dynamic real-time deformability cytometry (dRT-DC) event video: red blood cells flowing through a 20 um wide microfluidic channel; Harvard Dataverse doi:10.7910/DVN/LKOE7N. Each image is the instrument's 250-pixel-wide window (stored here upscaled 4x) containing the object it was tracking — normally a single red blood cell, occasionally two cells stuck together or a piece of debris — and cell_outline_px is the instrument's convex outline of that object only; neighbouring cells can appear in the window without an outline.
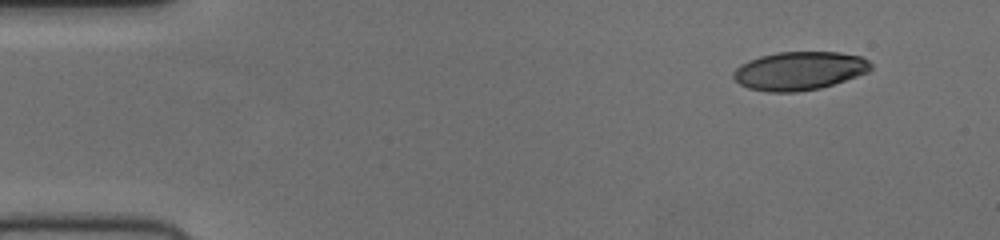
{"species": "human", "species_latin": "Homo sapiens", "temperature_condition": "cold", "stored_images_in_passage": 49, "camera_frame_rate_fps": 3000, "um_per_image_px": 0.085, "donor": {"sex": "female"}, "frame": {"image": 1, "passage_image": 1, "time_ms": 0.0, "image_size_px": [1000, 240], "cell_outline_px": [[872, 68], [868, 72], [820, 88], [796, 92], [768, 92], [748, 88], [740, 84], [732, 76], [732, 72], [740, 64], [748, 60], [760, 56], [776, 52], [840, 52], [860, 56], [868, 60], [872, 64]], "centroid_in_image_um": [67.92, 6.01], "position_along_channel_um": 17.1, "area_um2": 30.81}}
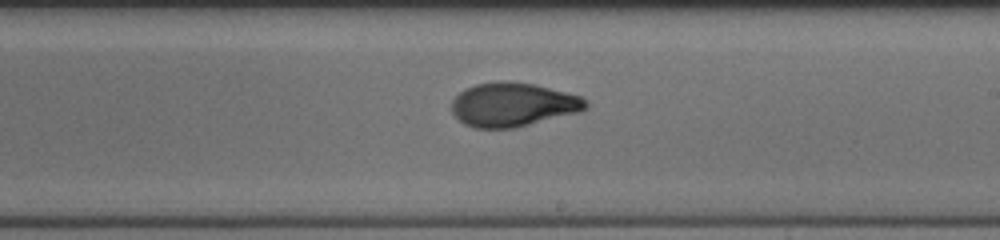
{"frame": {"image": 2, "passage_image": 27, "time_ms": 8.667, "image_size_px": [1000, 240], "cell_outline_px": [[588, 108], [580, 112], [516, 128], [472, 128], [464, 124], [452, 112], [452, 100], [464, 88], [476, 84], [508, 80], [536, 84], [580, 96], [588, 100]], "centroid_in_image_um": [43.62, 8.89], "position_along_channel_um": 245.4, "area_um2": 34.62}}
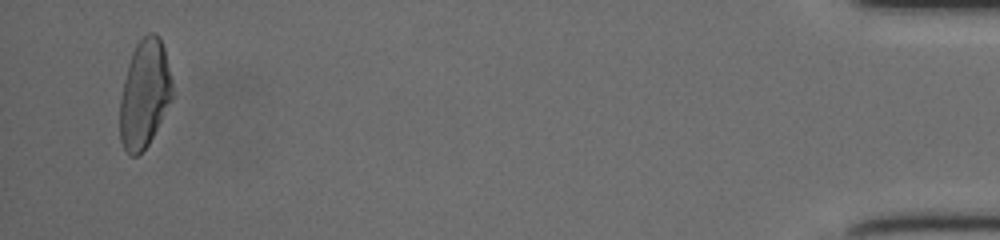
{"frame": {"image": 3, "passage_image": 47, "time_ms": 15.333, "image_size_px": [1000, 240], "cell_outline_px": [[172, 100], [148, 144], [136, 156], [128, 156], [120, 140], [120, 96], [128, 64], [132, 52], [136, 44], [148, 32], [152, 32], [160, 36], [164, 48], [172, 84]], "centroid_in_image_um": [12.27, 7.98], "position_along_channel_um": 422.9, "area_um2": 32.83}}